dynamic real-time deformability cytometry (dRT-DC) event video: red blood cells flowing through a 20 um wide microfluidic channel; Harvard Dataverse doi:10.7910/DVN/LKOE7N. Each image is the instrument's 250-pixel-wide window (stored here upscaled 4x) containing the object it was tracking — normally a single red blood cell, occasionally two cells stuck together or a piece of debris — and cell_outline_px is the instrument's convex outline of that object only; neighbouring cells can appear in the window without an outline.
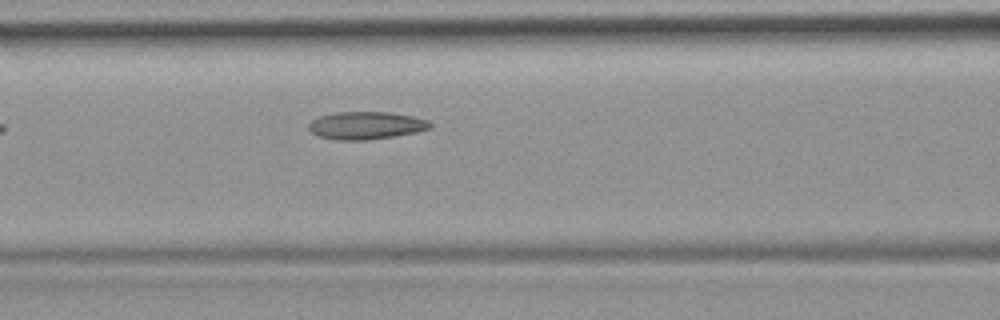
{"species": "common noctule bat (a hibernating species)", "species_latin": "Nyctalus noctula", "temperature_condition": "room temperature", "stored_images_in_passage": 9, "segment_of_instrument_passage": [1, 2], "camera_frame_rate_fps": 3000, "um_per_image_px": 0.085, "animal": {"sex": "female", "body_mass_g": 19.9}, "frame": {"image": 1, "passage_image": 8, "time_ms": 8.333, "image_size_px": [1000, 320], "cell_outline_px": [[432, 128], [416, 132], [392, 136], [364, 140], [336, 140], [316, 136], [308, 128], [308, 124], [312, 120], [320, 116], [336, 112], [388, 112], [412, 116], [428, 120], [432, 124]], "centroid_in_image_um": [31.09, 10.66], "position_along_channel_um": 135.5, "area_um2": 19.54}}